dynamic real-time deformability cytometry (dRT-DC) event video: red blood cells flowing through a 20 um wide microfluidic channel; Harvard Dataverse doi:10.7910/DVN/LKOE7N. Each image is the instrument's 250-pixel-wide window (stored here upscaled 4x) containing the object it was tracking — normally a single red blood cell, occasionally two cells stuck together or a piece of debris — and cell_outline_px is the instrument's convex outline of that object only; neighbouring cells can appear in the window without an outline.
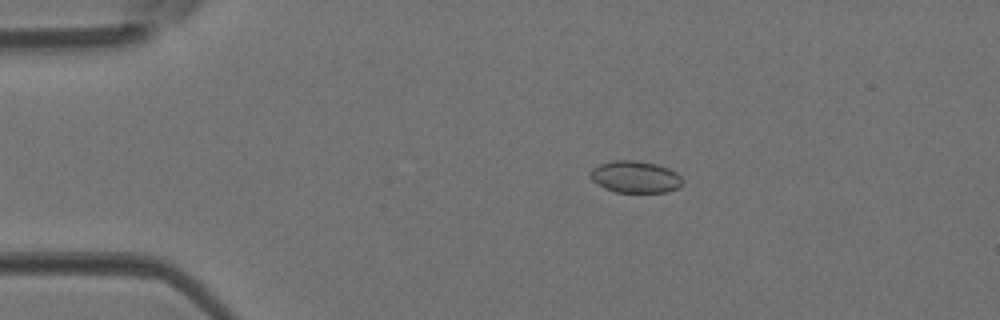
{"species": "Egyptian fruit bat (a non-hibernating species)", "species_latin": "Rousettus aegyptiacus", "temperature_condition": "room temperature", "stored_images_in_passage": 45, "camera_frame_rate_fps": 3000, "um_per_image_px": 0.085, "animal": {"sex": "female"}, "frame": {"image": 1, "passage_image": 8, "time_ms": 2.333, "image_size_px": [1000, 320], "cell_outline_px": [[684, 184], [680, 188], [668, 192], [616, 192], [604, 188], [596, 184], [588, 176], [592, 168], [600, 164], [612, 160], [636, 160], [656, 164], [668, 168], [676, 172], [684, 180]], "centroid_in_image_um": [54.01, 15.04], "position_along_channel_um": 31.0, "area_um2": 17.46}}
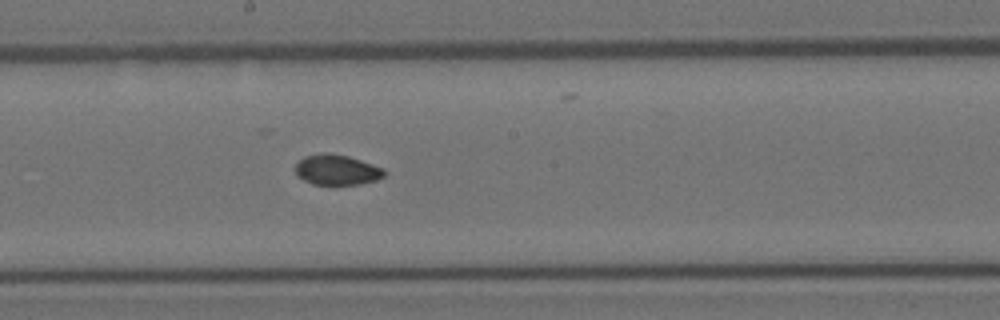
{"frame": {"image": 2, "passage_image": 24, "time_ms": 7.667, "image_size_px": [1000, 320], "cell_outline_px": [[384, 176], [376, 180], [360, 184], [312, 184], [296, 176], [296, 164], [304, 156], [324, 152], [328, 152], [348, 156], [384, 168]], "centroid_in_image_um": [28.61, 14.43], "position_along_channel_um": 219.6, "area_um2": 15.66}}
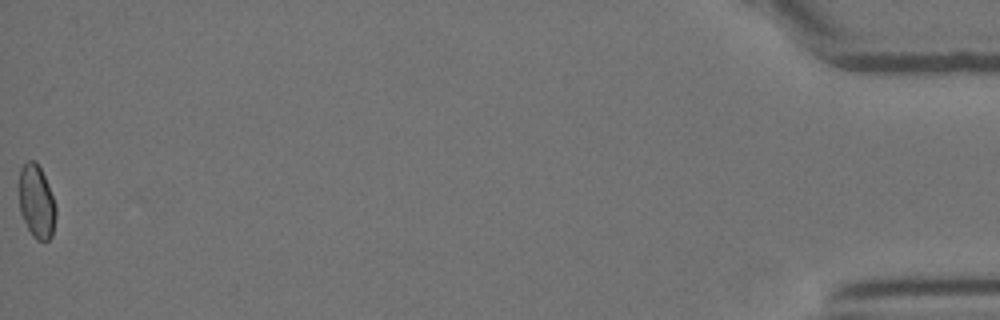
{"frame": {"image": 3, "passage_image": 45, "time_ms": 14.667, "image_size_px": [1000, 320], "cell_outline_px": [[56, 216], [52, 236], [48, 240], [36, 240], [32, 236], [20, 212], [20, 168], [28, 160], [36, 160], [48, 184], [56, 208]], "centroid_in_image_um": [3.11, 17.15], "position_along_channel_um": 432.1, "area_um2": 15.55}}